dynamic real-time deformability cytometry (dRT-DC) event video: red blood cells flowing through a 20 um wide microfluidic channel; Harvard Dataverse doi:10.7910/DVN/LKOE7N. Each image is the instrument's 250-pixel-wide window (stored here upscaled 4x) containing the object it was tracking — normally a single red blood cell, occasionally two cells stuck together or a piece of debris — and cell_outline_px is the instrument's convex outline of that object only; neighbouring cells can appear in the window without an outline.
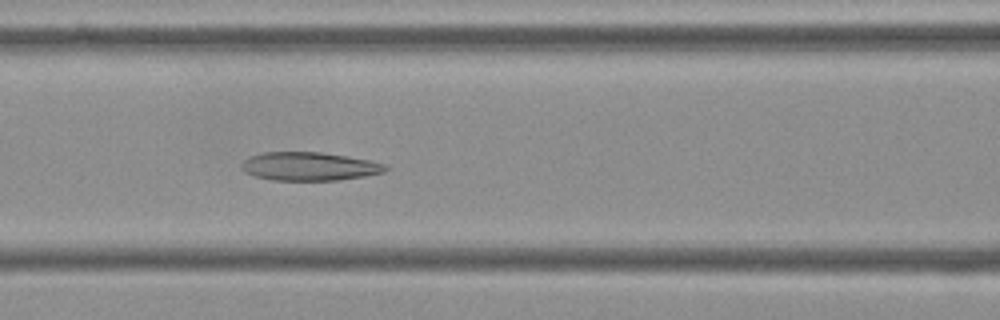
{"species": "Egyptian fruit bat (a non-hibernating species)", "species_latin": "Rousettus aegyptiacus", "temperature_condition": "cold", "stored_images_in_passage": 55, "camera_frame_rate_fps": 3000, "um_per_image_px": 0.085, "frame": {"image": 1, "passage_image": 23, "time_ms": 7.333, "image_size_px": [1000, 320], "cell_outline_px": [[388, 168], [384, 172], [364, 176], [340, 180], [272, 180], [256, 176], [244, 172], [240, 168], [240, 164], [244, 160], [252, 156], [264, 152], [320, 152], [348, 156], [388, 164]], "centroid_in_image_um": [26.3, 14.14], "position_along_channel_um": 140.3, "area_um2": 23.87}}
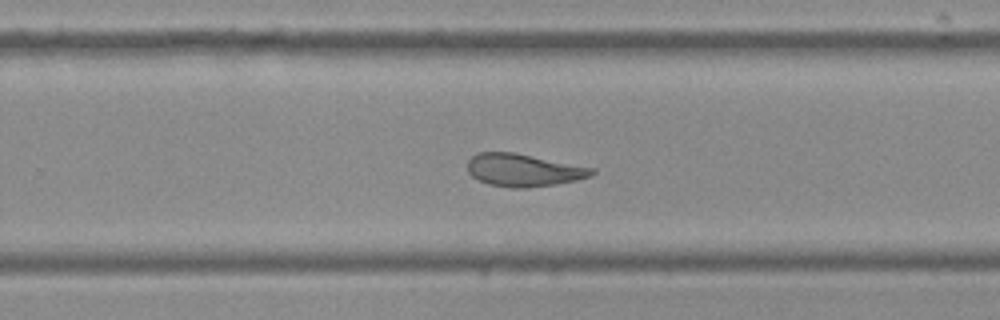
{"frame": {"image": 2, "passage_image": 35, "time_ms": 11.333, "image_size_px": [1000, 320], "cell_outline_px": [[596, 172], [592, 176], [576, 180], [556, 184], [528, 188], [512, 188], [488, 184], [472, 176], [468, 172], [468, 160], [472, 156], [480, 152], [512, 152], [596, 168]], "centroid_in_image_um": [44.53, 14.46], "position_along_channel_um": 285.3, "area_um2": 23.64}}
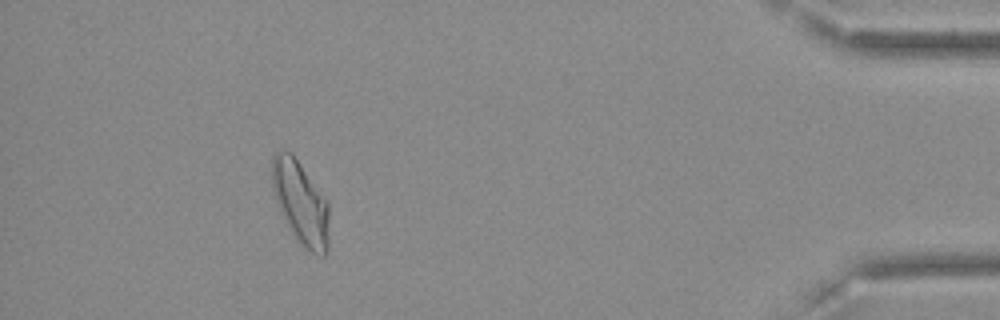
{"frame": {"image": 3, "passage_image": 50, "time_ms": 16.333, "image_size_px": [1000, 320], "cell_outline_px": [[328, 248], [324, 256], [312, 252], [304, 248], [292, 236], [284, 220], [276, 200], [272, 188], [272, 156], [280, 148], [292, 152], [328, 200]], "centroid_in_image_um": [25.54, 17.2], "position_along_channel_um": 409.7, "area_um2": 28.09}, "authors_computed_cell_mechanics": {"area_um2": 26.01, "velocity_mm_per_s": 3.6389, "shape_relaxation_time_tau1_ms": null, "shape_relaxation_time_tau2_ms": 3.9912, "deformation_change_tau1": null, "deformation_change_tau2": 0.1241}}